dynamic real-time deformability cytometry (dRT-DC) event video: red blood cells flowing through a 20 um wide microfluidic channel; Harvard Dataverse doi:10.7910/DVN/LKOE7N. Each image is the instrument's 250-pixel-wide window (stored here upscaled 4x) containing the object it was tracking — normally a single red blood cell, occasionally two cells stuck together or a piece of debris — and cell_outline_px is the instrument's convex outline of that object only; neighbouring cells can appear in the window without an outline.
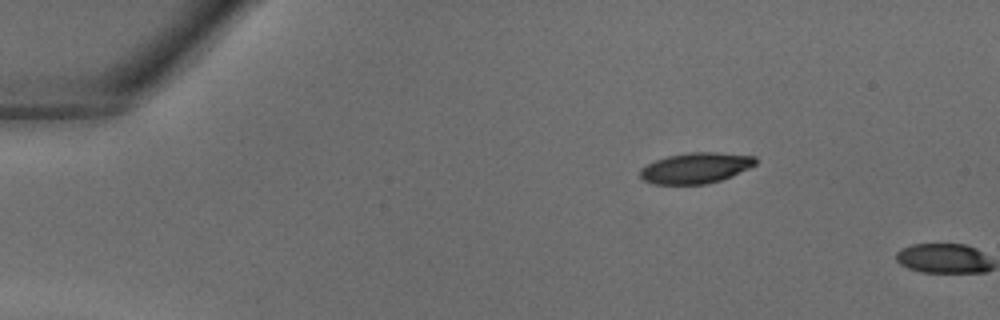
{"species": "common noctule bat (a hibernating species)", "species_latin": "Nyctalus noctula", "temperature_condition": "warm", "stored_images_in_passage": 2, "camera_frame_rate_fps": 3000, "um_per_image_px": 0.085, "animal": {"sex": "male", "body_mass_g": 18.8}, "frame": {"image": 1, "passage_image": 1, "time_ms": 0.0, "image_size_px": [1000, 320], "cell_outline_px": [[756, 164], [748, 168], [720, 180], [704, 184], [652, 184], [644, 180], [640, 176], [640, 168], [656, 160], [668, 156], [688, 152], [716, 152], [756, 156]], "centroid_in_image_um": [59.11, 14.27], "position_along_channel_um": 25.9, "area_um2": 20.46}}